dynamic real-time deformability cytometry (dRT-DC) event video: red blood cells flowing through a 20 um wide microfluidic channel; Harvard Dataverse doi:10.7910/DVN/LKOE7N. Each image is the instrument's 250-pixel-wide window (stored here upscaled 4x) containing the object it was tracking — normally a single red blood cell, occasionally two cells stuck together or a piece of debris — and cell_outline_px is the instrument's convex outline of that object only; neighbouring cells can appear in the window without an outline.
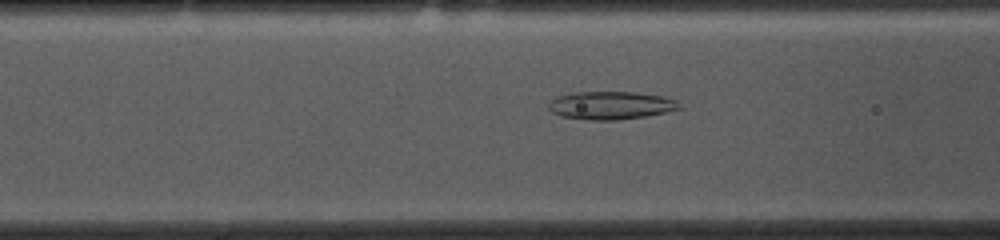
{"species": "common noctule bat (a hibernating species)", "species_latin": "Nyctalus noctula", "temperature_condition": "cold", "stored_images_in_passage": 53, "camera_frame_rate_fps": 3000, "um_per_image_px": 0.085, "animal": {"sex": "female", "body_mass_g": 10.0, "forearm_length_mm": 53.1}, "frame": {"image": 1, "passage_image": 19, "time_ms": 6.0, "image_size_px": [1000, 240], "cell_outline_px": [[680, 108], [664, 112], [644, 116], [616, 120], [588, 120], [560, 116], [552, 112], [548, 108], [548, 104], [556, 96], [572, 92], [636, 92], [660, 96], [676, 100]], "centroid_in_image_um": [51.84, 8.95], "position_along_channel_um": 114.8, "area_um2": 21.15}}
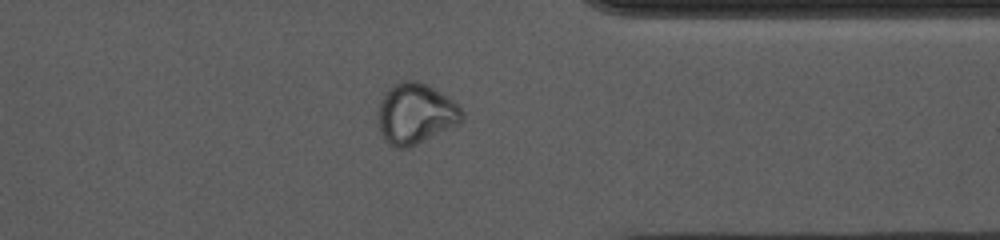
{"frame": {"image": 2, "passage_image": 41, "time_ms": 13.333, "image_size_px": [1000, 240], "cell_outline_px": [[464, 120], [460, 124], [408, 148], [396, 148], [388, 144], [380, 136], [380, 104], [384, 92], [392, 84], [400, 80], [416, 80], [428, 84], [440, 92], [456, 104], [464, 112]], "centroid_in_image_um": [35.33, 9.66], "position_along_channel_um": 376.1, "area_um2": 29.77}}
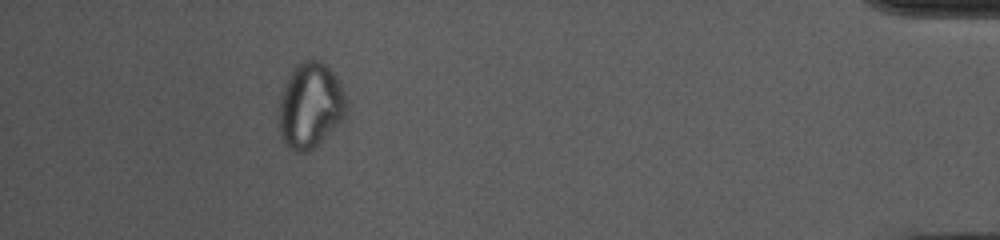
{"frame": {"image": 3, "passage_image": 48, "time_ms": 15.667, "image_size_px": [1000, 240], "cell_outline_px": [[348, 108], [340, 124], [308, 152], [296, 152], [288, 148], [284, 144], [280, 136], [280, 96], [292, 72], [300, 60], [312, 56], [328, 64], [336, 76], [348, 96]], "centroid_in_image_um": [26.43, 8.93], "position_along_channel_um": 408.8, "area_um2": 34.16}, "authors_computed_cell_mechanics": {"area_um2": 27.0504, "velocity_mm_per_s": 3.6804, "shape_relaxation_time_tau1_ms": null, "shape_relaxation_time_tau2_ms": 3.5145, "deformation_change_tau1": null, "deformation_change_tau2": 0.0987}}